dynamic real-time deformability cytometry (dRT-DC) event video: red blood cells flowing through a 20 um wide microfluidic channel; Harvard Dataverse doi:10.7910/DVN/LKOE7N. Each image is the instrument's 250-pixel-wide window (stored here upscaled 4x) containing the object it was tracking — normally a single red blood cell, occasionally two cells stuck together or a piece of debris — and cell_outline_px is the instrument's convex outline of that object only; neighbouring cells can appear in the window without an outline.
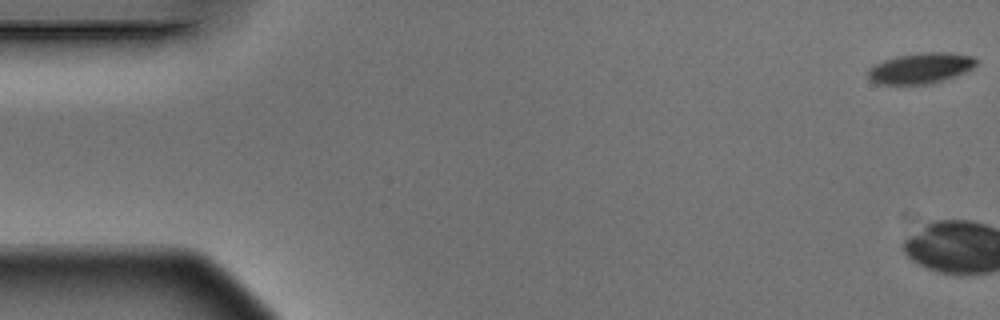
{"species": "Egyptian fruit bat (a non-hibernating species)", "species_latin": "Rousettus aegyptiacus", "temperature_condition": "warm", "stored_images_in_passage": 5, "camera_frame_rate_fps": 3000, "um_per_image_px": 0.085, "animal": {"sex": "male"}, "frame": {"image": 1, "passage_image": 1, "time_ms": 0.0, "image_size_px": [1000, 320], "cell_outline_px": [[976, 64], [972, 68], [964, 72], [944, 80], [932, 84], [876, 84], [868, 76], [868, 68], [884, 60], [896, 56], [920, 52], [948, 52], [976, 56]], "centroid_in_image_um": [78.26, 5.79], "position_along_channel_um": 6.7, "area_um2": 19.42}}